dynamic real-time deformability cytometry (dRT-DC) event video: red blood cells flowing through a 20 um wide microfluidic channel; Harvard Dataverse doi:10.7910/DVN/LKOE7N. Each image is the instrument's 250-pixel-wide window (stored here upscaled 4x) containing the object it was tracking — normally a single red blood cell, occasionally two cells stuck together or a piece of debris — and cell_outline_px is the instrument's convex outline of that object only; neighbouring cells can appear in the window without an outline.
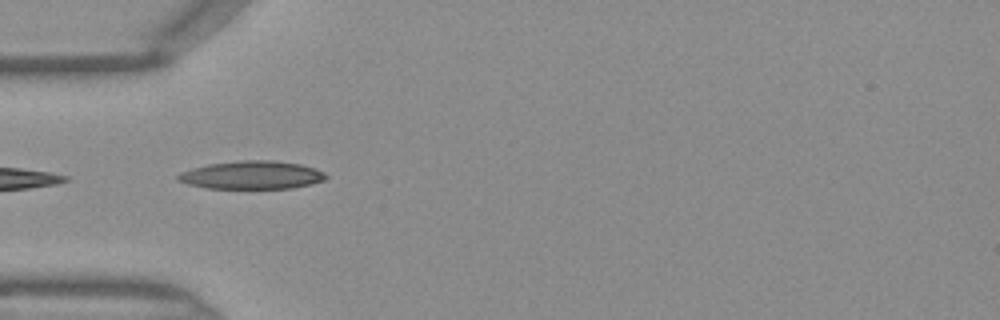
{"species": "Egyptian fruit bat (a non-hibernating species)", "species_latin": "Rousettus aegyptiacus", "temperature_condition": "warm", "stored_images_in_passage": 7, "camera_frame_rate_fps": 3000, "um_per_image_px": 0.085, "frame": {"image": 1, "passage_image": 1, "time_ms": 0.0, "image_size_px": [1000, 320], "cell_outline_px": [[328, 176], [324, 180], [292, 188], [208, 188], [188, 184], [176, 180], [176, 176], [192, 168], [208, 164], [240, 160], [272, 160], [300, 164], [324, 172]], "centroid_in_image_um": [21.39, 14.87], "position_along_channel_um": 63.6, "area_um2": 23.99}}